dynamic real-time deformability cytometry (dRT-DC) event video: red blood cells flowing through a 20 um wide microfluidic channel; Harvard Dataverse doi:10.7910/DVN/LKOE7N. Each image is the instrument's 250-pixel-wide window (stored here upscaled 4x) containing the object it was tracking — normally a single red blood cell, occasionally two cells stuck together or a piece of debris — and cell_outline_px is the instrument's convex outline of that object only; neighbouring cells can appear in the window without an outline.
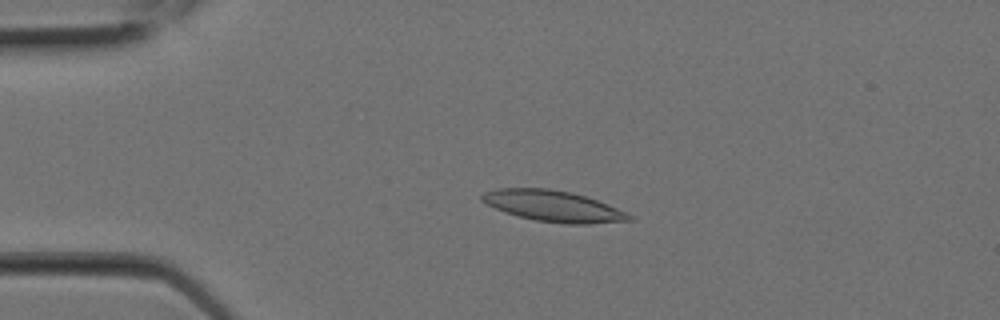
{"species": "Egyptian fruit bat (a non-hibernating species)", "species_latin": "Rousettus aegyptiacus", "temperature_condition": "room temperature", "stored_images_in_passage": 8, "camera_frame_rate_fps": 3000, "um_per_image_px": 0.085, "animal": {"sex": "female"}, "frame": {"image": 1, "passage_image": 5, "time_ms": 1.333, "image_size_px": [1000, 320], "cell_outline_px": [[632, 220], [588, 224], [564, 224], [536, 220], [504, 212], [480, 200], [480, 196], [484, 192], [496, 188], [548, 188], [572, 192], [596, 200], [628, 212], [632, 216]], "centroid_in_image_um": [47.02, 17.51], "position_along_channel_um": 38.0, "area_um2": 26.53}}
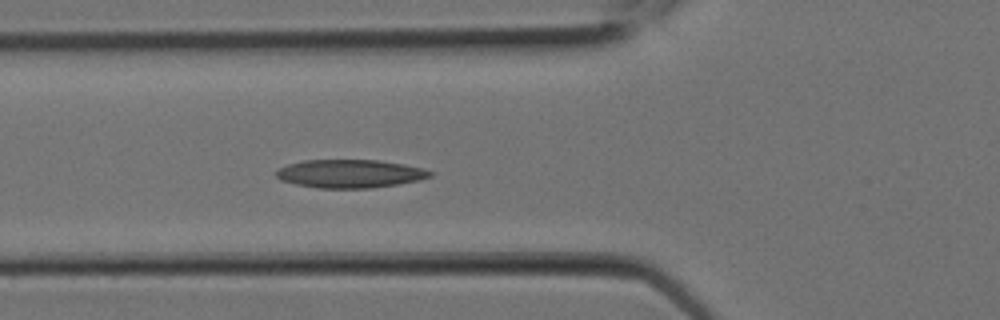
{"frame": {"image": 2, "passage_image": 8, "time_ms": 2.333, "image_size_px": [1000, 320], "cell_outline_px": [[436, 172], [432, 176], [420, 180], [372, 188], [316, 188], [296, 184], [280, 180], [276, 176], [276, 172], [280, 168], [288, 164], [304, 160], [380, 160], [404, 164], [424, 168]], "centroid_in_image_um": [29.79, 14.76], "position_along_channel_um": 96.0, "area_um2": 25.49}}